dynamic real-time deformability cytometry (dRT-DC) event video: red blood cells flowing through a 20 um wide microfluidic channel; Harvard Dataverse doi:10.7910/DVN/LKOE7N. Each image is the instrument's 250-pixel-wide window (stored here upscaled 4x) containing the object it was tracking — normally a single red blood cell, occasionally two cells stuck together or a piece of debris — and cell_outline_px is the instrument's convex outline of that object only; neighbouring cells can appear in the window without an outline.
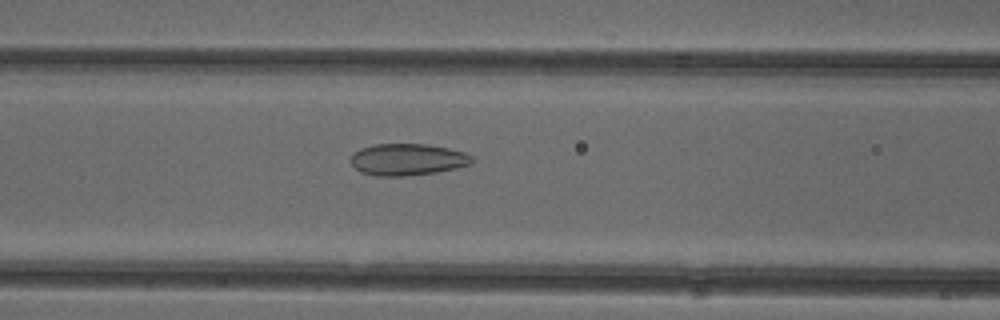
{"species": "common noctule bat (a hibernating species)", "species_latin": "Nyctalus noctula", "temperature_condition": "cold", "stored_images_in_passage": 51, "camera_frame_rate_fps": 3000, "um_per_image_px": 0.085, "animal": {"sex": "female"}, "frame": {"image": 1, "passage_image": 21, "time_ms": 6.667, "image_size_px": [1000, 320], "cell_outline_px": [[472, 160], [468, 164], [456, 168], [436, 172], [404, 176], [376, 176], [360, 172], [352, 164], [352, 152], [360, 148], [372, 144], [428, 144], [448, 148], [464, 152], [472, 156]], "centroid_in_image_um": [34.6, 13.55], "position_along_channel_um": 132.0, "area_um2": 22.37}}
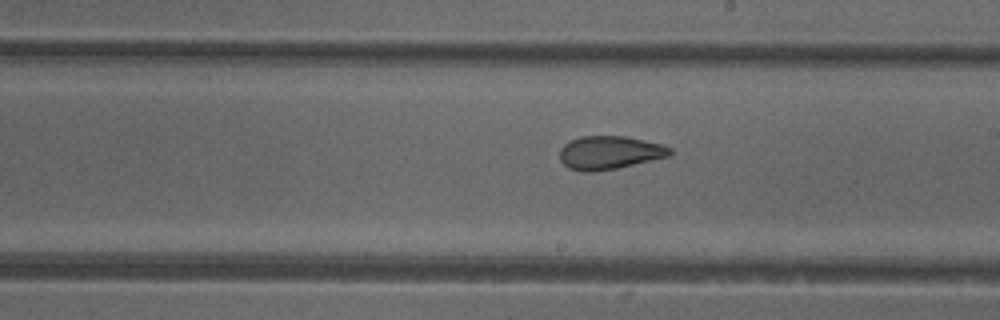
{"frame": {"image": 2, "passage_image": 29, "time_ms": 9.333, "image_size_px": [1000, 320], "cell_outline_px": [[672, 152], [668, 156], [616, 168], [592, 172], [580, 172], [568, 168], [560, 160], [560, 148], [564, 144], [580, 136], [624, 136], [660, 144], [672, 148]], "centroid_in_image_um": [51.76, 12.98], "position_along_channel_um": 237.2, "area_um2": 21.21}}
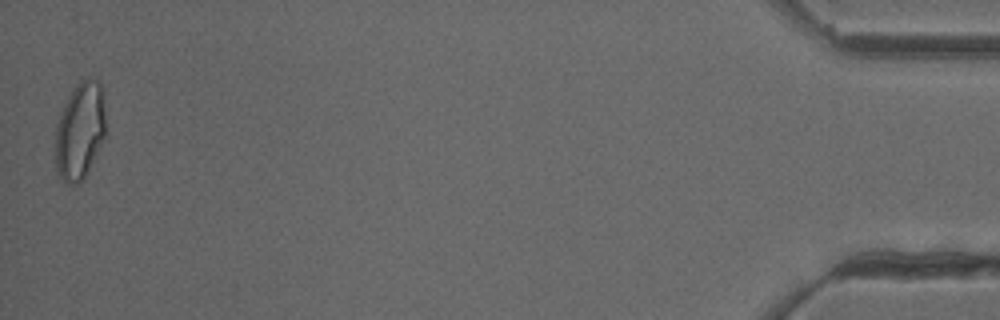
{"frame": {"image": 3, "passage_image": 51, "time_ms": 16.667, "image_size_px": [1000, 320], "cell_outline_px": [[104, 136], [84, 176], [76, 184], [68, 184], [56, 172], [56, 124], [60, 112], [72, 88], [88, 76], [100, 80], [104, 100]], "centroid_in_image_um": [6.78, 11.04], "position_along_channel_um": 428.4, "area_um2": 28.09}, "authors_computed_cell_mechanics": {"area_um2": 23.8136, "velocity_mm_per_s": 3.9591, "shape_relaxation_time_tau1_ms": null, "shape_relaxation_time_tau2_ms": 1.6236, "deformation_change_tau1": null, "deformation_change_tau2": 0.0785}}